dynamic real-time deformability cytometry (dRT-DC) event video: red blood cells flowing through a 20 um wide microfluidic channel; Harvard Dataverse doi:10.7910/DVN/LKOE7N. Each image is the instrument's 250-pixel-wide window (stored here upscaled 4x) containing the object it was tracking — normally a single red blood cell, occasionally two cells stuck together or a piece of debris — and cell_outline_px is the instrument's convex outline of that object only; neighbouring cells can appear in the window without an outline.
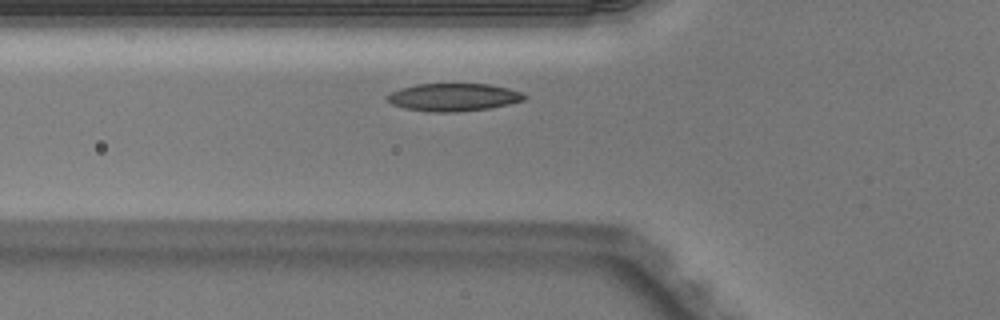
{"species": "Egyptian fruit bat (a non-hibernating species)", "species_latin": "Rousettus aegyptiacus", "temperature_condition": "warm", "stored_images_in_passage": 32, "camera_frame_rate_fps": 3000, "um_per_image_px": 0.085, "animal": {"sex": "male"}, "frame": {"image": 1, "passage_image": 5, "time_ms": 1.333, "image_size_px": [1000, 320], "cell_outline_px": [[528, 96], [524, 100], [508, 104], [488, 108], [456, 112], [432, 112], [404, 108], [392, 104], [384, 96], [400, 88], [416, 84], [488, 84], [508, 88], [520, 92]], "centroid_in_image_um": [38.52, 8.26], "position_along_channel_um": 87.3, "area_um2": 22.08}}
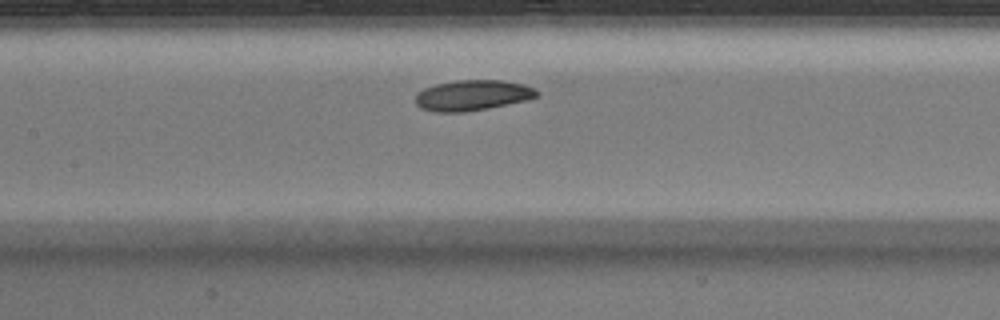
{"frame": {"image": 2, "passage_image": 11, "time_ms": 3.333, "image_size_px": [1000, 320], "cell_outline_px": [[540, 92], [536, 96], [528, 100], [488, 108], [464, 112], [432, 112], [420, 108], [416, 104], [416, 92], [424, 88], [436, 84], [456, 80], [500, 80], [520, 84], [532, 88]], "centroid_in_image_um": [40.11, 8.11], "position_along_channel_um": 167.3, "area_um2": 21.56}}
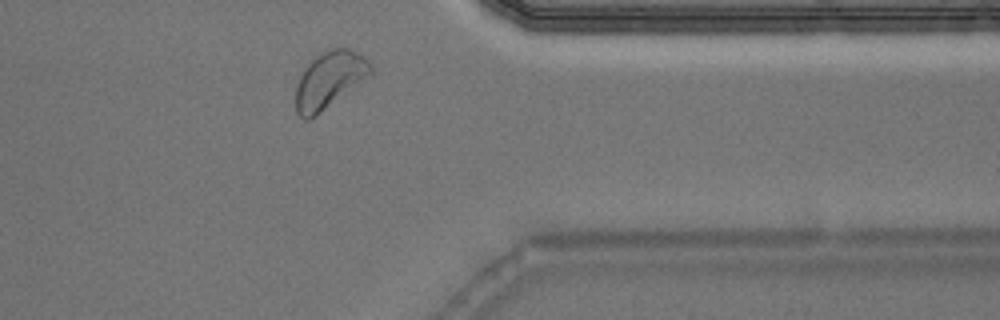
{"frame": {"image": 3, "passage_image": 28, "time_ms": 9.0, "image_size_px": [1000, 320], "cell_outline_px": [[376, 68], [372, 76], [316, 116], [308, 120], [304, 120], [296, 112], [296, 84], [304, 68], [316, 56], [332, 48], [348, 48], [364, 56]], "centroid_in_image_um": [28.06, 6.81], "position_along_channel_um": 383.3, "area_um2": 25.2}, "authors_computed_cell_mechanics": {"area_um2": 21.964, "velocity_mm_per_s": 3.9693, "shape_relaxation_time_tau1_ms": 1.5335, "shape_relaxation_time_tau2_ms": null, "deformation_change_tau1": 0.0716, "deformation_change_tau2": null}}